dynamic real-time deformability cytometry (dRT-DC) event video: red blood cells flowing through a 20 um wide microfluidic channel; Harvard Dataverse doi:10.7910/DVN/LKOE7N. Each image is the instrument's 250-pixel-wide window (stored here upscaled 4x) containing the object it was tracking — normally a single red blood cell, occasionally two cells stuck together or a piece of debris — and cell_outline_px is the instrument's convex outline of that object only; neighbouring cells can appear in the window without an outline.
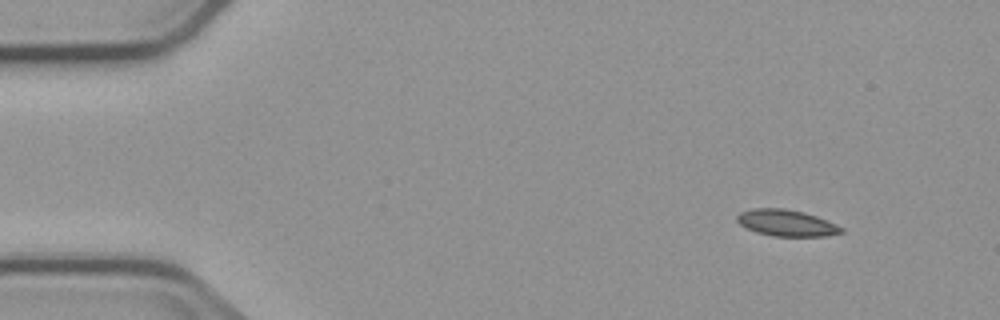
{"species": "common noctule bat (a hibernating species)", "species_latin": "Nyctalus noctula", "temperature_condition": "cold", "stored_images_in_passage": 4, "camera_frame_rate_fps": 3000, "um_per_image_px": 0.085, "animal": {"sex": "male", "body_mass_g": 23.1, "forearm_length_mm": 52.7}, "frame": {"image": 1, "passage_image": 1, "time_ms": 0.0, "image_size_px": [1000, 320], "cell_outline_px": [[844, 232], [824, 236], [772, 236], [756, 232], [740, 224], [736, 220], [736, 216], [740, 212], [752, 208], [784, 208], [804, 212], [816, 216], [836, 224], [844, 228]], "centroid_in_image_um": [66.84, 18.94], "position_along_channel_um": 18.2, "area_um2": 16.07}}
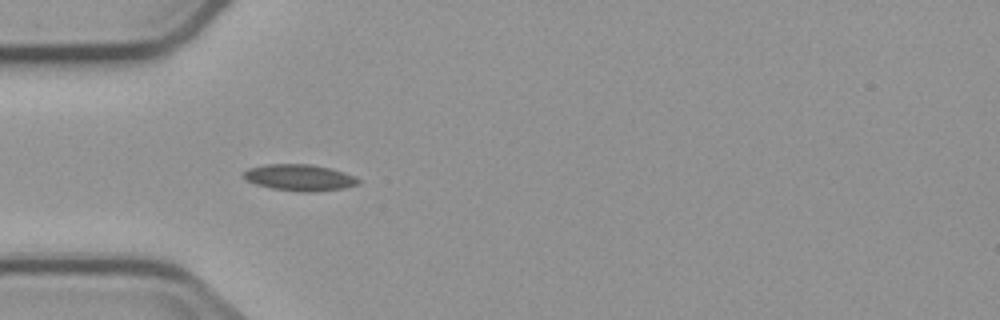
{"frame": {"image": 2, "passage_image": 4, "time_ms": 3.667, "image_size_px": [1000, 320], "cell_outline_px": [[360, 184], [344, 188], [308, 192], [300, 192], [272, 188], [256, 184], [248, 180], [244, 176], [244, 172], [248, 168], [264, 164], [308, 164], [332, 168], [356, 176], [360, 180]], "centroid_in_image_um": [25.51, 15.08], "position_along_channel_um": 59.5, "area_um2": 17.63}}